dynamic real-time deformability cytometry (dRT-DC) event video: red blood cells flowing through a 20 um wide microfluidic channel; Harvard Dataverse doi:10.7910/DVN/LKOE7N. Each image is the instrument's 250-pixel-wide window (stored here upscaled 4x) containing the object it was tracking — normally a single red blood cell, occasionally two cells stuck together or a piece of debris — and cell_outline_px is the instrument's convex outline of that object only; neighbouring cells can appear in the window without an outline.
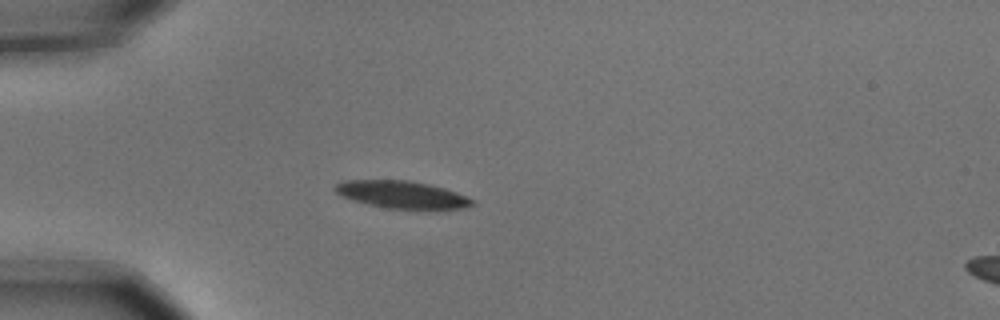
{"species": "common noctule bat (a hibernating species)", "species_latin": "Nyctalus noctula", "temperature_condition": "cold", "stored_images_in_passage": 5, "camera_frame_rate_fps": 3000, "um_per_image_px": 0.085, "animal": {"sex": "male", "body_mass_g": 15.6}, "frame": {"image": 1, "passage_image": 4, "time_ms": 1.0, "image_size_px": [1000, 320], "cell_outline_px": [[476, 204], [464, 208], [428, 212], [384, 208], [352, 200], [336, 192], [332, 188], [336, 184], [344, 180], [408, 180], [428, 184], [444, 188], [456, 192], [476, 200]], "centroid_in_image_um": [34.26, 16.59], "position_along_channel_um": 50.7, "area_um2": 22.83}}